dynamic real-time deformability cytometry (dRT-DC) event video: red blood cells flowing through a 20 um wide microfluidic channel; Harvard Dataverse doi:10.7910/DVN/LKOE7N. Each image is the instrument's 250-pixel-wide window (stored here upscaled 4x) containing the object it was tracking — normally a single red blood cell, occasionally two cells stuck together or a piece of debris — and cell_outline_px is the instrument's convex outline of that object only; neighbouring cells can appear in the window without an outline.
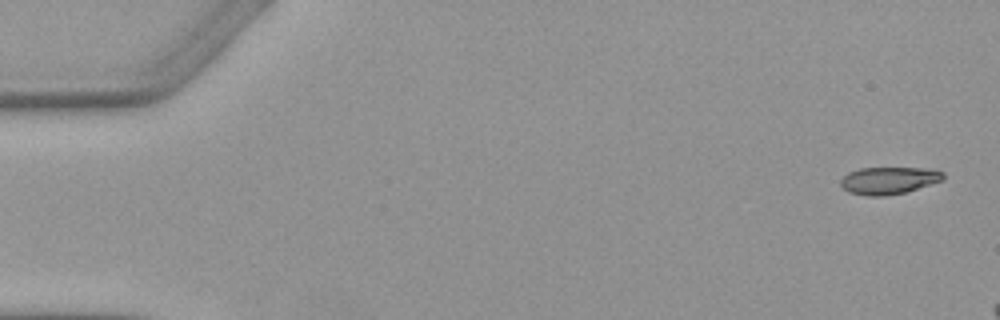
{"species": "Egyptian fruit bat (a non-hibernating species)", "species_latin": "Rousettus aegyptiacus", "temperature_condition": "warm", "stored_images_in_passage": 2, "segment_of_instrument_passage": [2, 2], "camera_frame_rate_fps": 3000, "um_per_image_px": 0.085, "animal": {"sex": "female"}, "frame": {"image": 1, "passage_image": 2, "time_ms": 1.0, "image_size_px": [1000, 320], "cell_outline_px": [[944, 180], [904, 192], [884, 196], [868, 196], [848, 192], [840, 184], [840, 180], [848, 172], [860, 168], [936, 168], [944, 172]], "centroid_in_image_um": [75.57, 15.32], "position_along_channel_um": 9.4, "area_um2": 16.36}}